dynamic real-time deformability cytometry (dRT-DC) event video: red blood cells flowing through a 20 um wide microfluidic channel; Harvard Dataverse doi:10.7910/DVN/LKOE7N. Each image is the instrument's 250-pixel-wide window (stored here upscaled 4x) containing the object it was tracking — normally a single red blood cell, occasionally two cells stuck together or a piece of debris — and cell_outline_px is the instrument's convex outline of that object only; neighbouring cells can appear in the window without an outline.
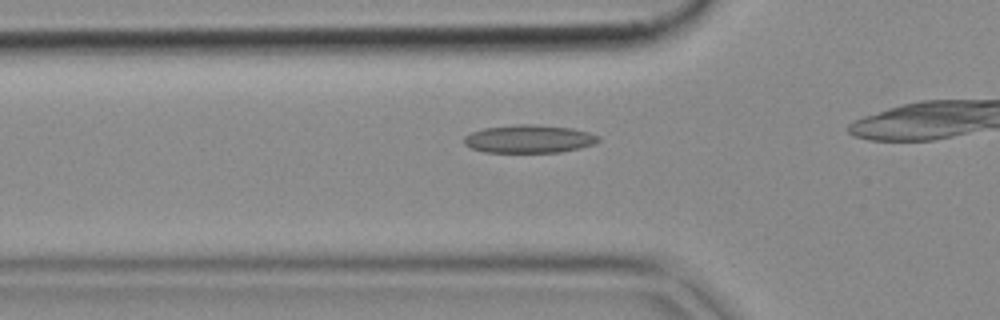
{"species": "common noctule bat (a hibernating species)", "species_latin": "Nyctalus noctula", "temperature_condition": "cold", "stored_images_in_passage": 13, "camera_frame_rate_fps": 3000, "um_per_image_px": 0.085, "animal": {"sex": "female", "body_mass_g": 18.4}, "frame": {"image": 1, "passage_image": 8, "time_ms": 2.333, "image_size_px": [1000, 320], "cell_outline_px": [[600, 140], [592, 144], [580, 148], [560, 152], [484, 152], [472, 148], [464, 144], [464, 136], [472, 132], [484, 128], [516, 124], [532, 124], [572, 128], [588, 132], [600, 136]], "centroid_in_image_um": [44.96, 11.8], "position_along_channel_um": 80.8, "area_um2": 21.91}}